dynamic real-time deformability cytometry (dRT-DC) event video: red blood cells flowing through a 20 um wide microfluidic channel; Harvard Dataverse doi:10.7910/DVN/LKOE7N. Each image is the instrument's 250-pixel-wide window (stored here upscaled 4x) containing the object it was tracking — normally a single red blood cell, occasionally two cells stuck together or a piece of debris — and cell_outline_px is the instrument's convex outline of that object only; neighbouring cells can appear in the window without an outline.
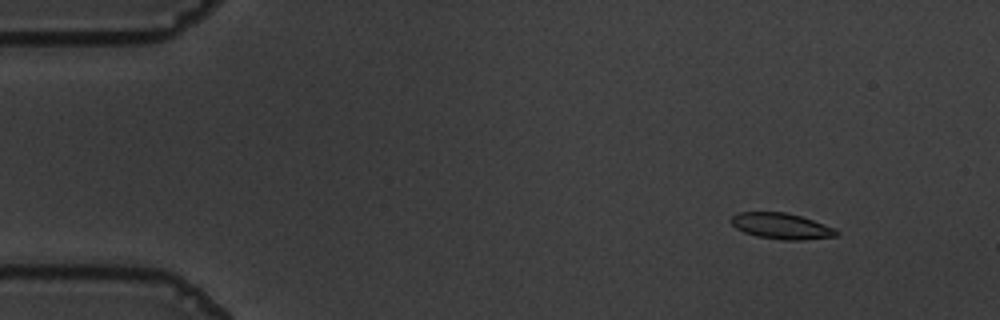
{"species": "common noctule bat (a hibernating species)", "species_latin": "Nyctalus noctula", "temperature_condition": "warm", "stored_images_in_passage": 55, "camera_frame_rate_fps": 3000, "um_per_image_px": 0.085, "animal": {"sex": "male", "body_mass_g": 19.5, "forearm_length_mm": 54.6}, "frame": {"image": 1, "passage_image": 6, "time_ms": 1.667, "image_size_px": [1000, 320], "cell_outline_px": [[840, 232], [836, 236], [804, 240], [780, 240], [756, 236], [744, 232], [736, 228], [728, 220], [736, 212], [784, 212], [800, 216], [836, 228]], "centroid_in_image_um": [66.4, 19.22], "position_along_channel_um": 18.6, "area_um2": 16.07}}
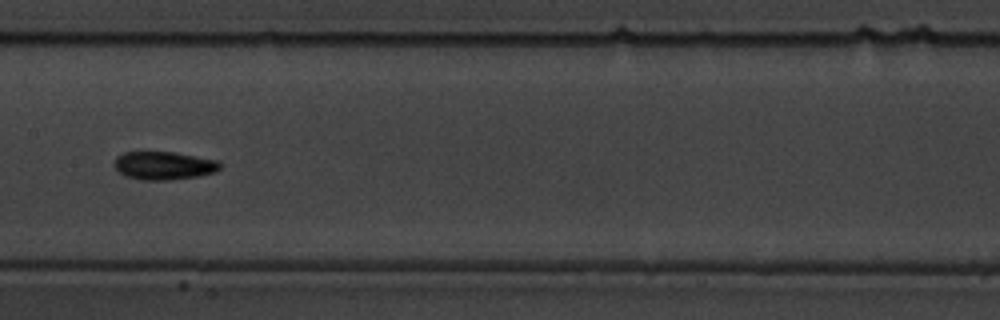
{"frame": {"image": 2, "passage_image": 28, "time_ms": 9.0, "image_size_px": [1000, 320], "cell_outline_px": [[220, 168], [216, 172], [200, 176], [168, 180], [140, 180], [124, 176], [112, 164], [116, 156], [124, 152], [176, 152], [220, 160]], "centroid_in_image_um": [13.93, 14.07], "position_along_channel_um": 193.5, "area_um2": 17.69}}
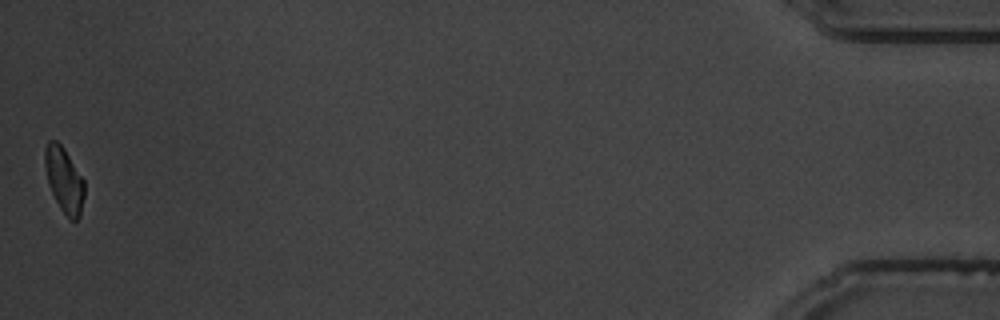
{"frame": {"image": 3, "passage_image": 55, "time_ms": 18.0, "image_size_px": [1000, 320], "cell_outline_px": [[84, 196], [80, 216], [76, 220], [68, 220], [60, 208], [48, 184], [44, 164], [44, 148], [48, 140], [56, 140], [64, 148], [84, 180]], "centroid_in_image_um": [5.44, 15.29], "position_along_channel_um": 429.8, "area_um2": 15.09}, "authors_computed_cell_mechanics": {"area_um2": 16.2996, "velocity_mm_per_s": 3.6655, "shape_relaxation_time_tau1_ms": 3.0278, "shape_relaxation_time_tau2_ms": 4.8534, "deformation_change_tau1": 0.1068, "deformation_change_tau2": 0.0947}}